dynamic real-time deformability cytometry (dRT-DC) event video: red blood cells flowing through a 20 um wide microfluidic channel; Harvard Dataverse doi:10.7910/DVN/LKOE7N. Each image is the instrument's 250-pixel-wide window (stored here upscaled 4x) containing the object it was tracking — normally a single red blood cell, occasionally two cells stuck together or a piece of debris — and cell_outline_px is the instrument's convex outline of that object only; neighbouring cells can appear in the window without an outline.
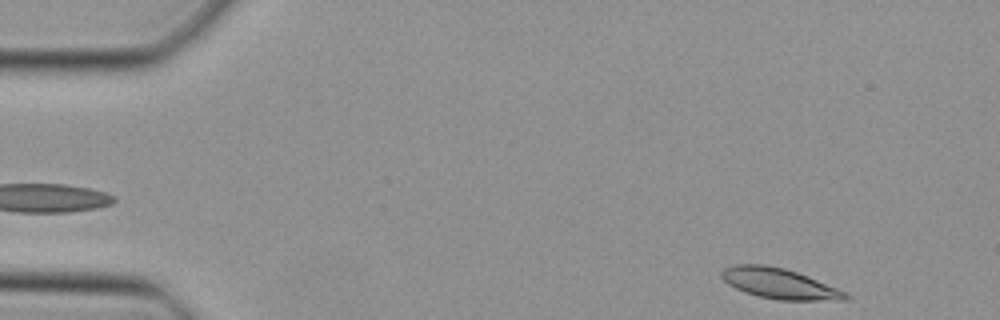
{"species": "Egyptian fruit bat (a non-hibernating species)", "species_latin": "Rousettus aegyptiacus", "temperature_condition": "cold", "stored_images_in_passage": 23, "camera_frame_rate_fps": 3000, "um_per_image_px": 0.085, "animal": {"sex": "female"}, "frame": {"image": 1, "passage_image": 1, "time_ms": 0.0, "image_size_px": [1000, 320], "cell_outline_px": [[848, 296], [844, 300], [780, 300], [760, 296], [744, 292], [728, 284], [720, 276], [720, 272], [724, 268], [736, 264], [764, 264], [784, 268], [808, 276], [836, 288], [844, 292]], "centroid_in_image_um": [66.18, 24.08], "position_along_channel_um": 18.8, "area_um2": 21.68}}
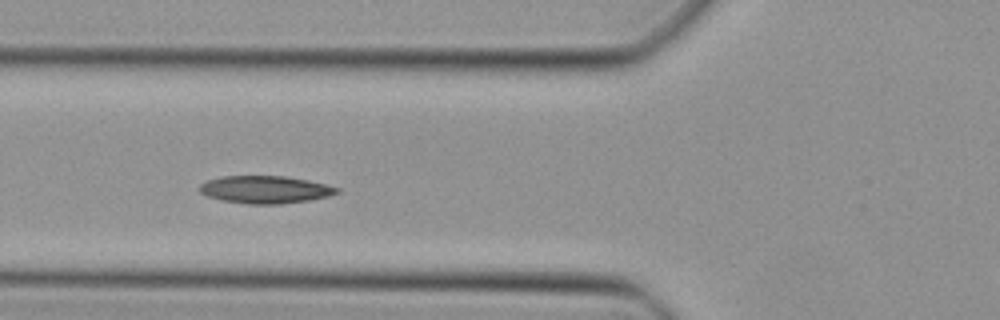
{"frame": {"image": 2, "passage_image": 14, "time_ms": 4.333, "image_size_px": [1000, 320], "cell_outline_px": [[340, 192], [328, 196], [308, 200], [280, 204], [248, 204], [224, 200], [208, 196], [200, 192], [200, 184], [208, 180], [220, 176], [284, 176], [308, 180], [340, 188]], "centroid_in_image_um": [22.55, 16.11], "position_along_channel_um": 103.2, "area_um2": 21.85}}
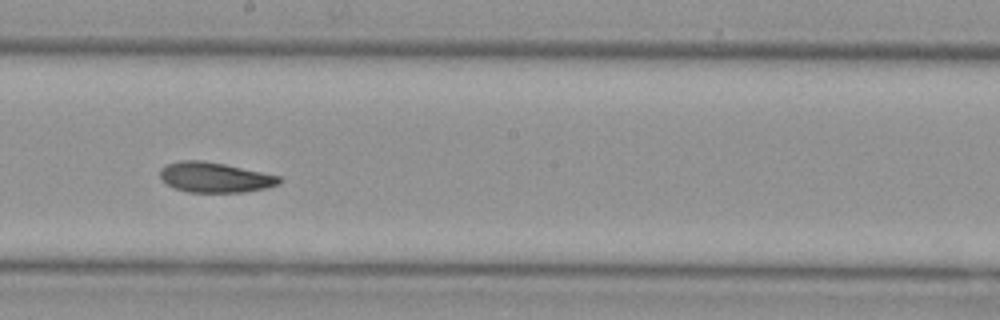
{"frame": {"image": 3, "passage_image": 23, "time_ms": 7.333, "image_size_px": [1000, 320], "cell_outline_px": [[280, 180], [276, 184], [268, 188], [244, 192], [188, 192], [176, 188], [168, 184], [160, 176], [160, 168], [168, 164], [180, 160], [204, 160], [224, 164], [280, 176]], "centroid_in_image_um": [18.25, 15.07], "position_along_channel_um": 229.9, "area_um2": 20.69}}